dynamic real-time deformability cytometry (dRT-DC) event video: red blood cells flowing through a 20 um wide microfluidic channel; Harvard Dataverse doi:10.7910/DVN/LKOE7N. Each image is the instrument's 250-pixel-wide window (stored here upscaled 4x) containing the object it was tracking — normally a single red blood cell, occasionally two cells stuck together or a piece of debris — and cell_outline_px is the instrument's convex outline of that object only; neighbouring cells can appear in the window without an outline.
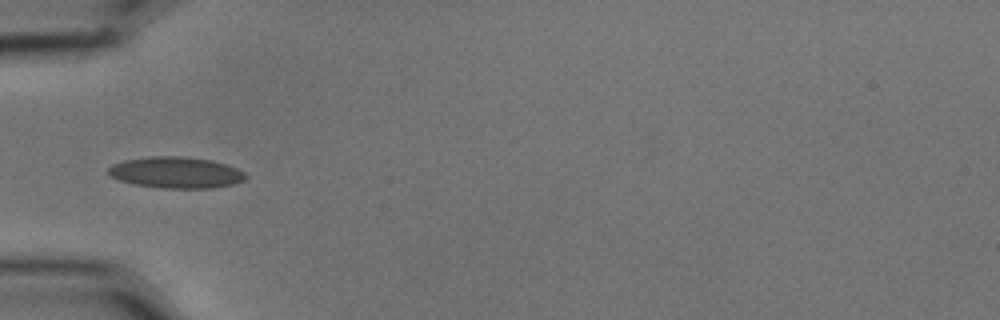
{"species": "common noctule bat (a hibernating species)", "species_latin": "Nyctalus noctula", "temperature_condition": "cold", "stored_images_in_passage": 7, "camera_frame_rate_fps": 3000, "um_per_image_px": 0.085, "animal": {"sex": "male", "body_mass_g": 15.6}, "frame": {"image": 1, "passage_image": 5, "time_ms": 1.333, "image_size_px": [1000, 320], "cell_outline_px": [[248, 176], [244, 180], [232, 184], [212, 188], [160, 188], [132, 184], [108, 176], [108, 168], [112, 164], [124, 160], [152, 156], [180, 156], [212, 160], [236, 168], [244, 172]], "centroid_in_image_um": [14.92, 14.67], "position_along_channel_um": 70.1, "area_um2": 25.09}}
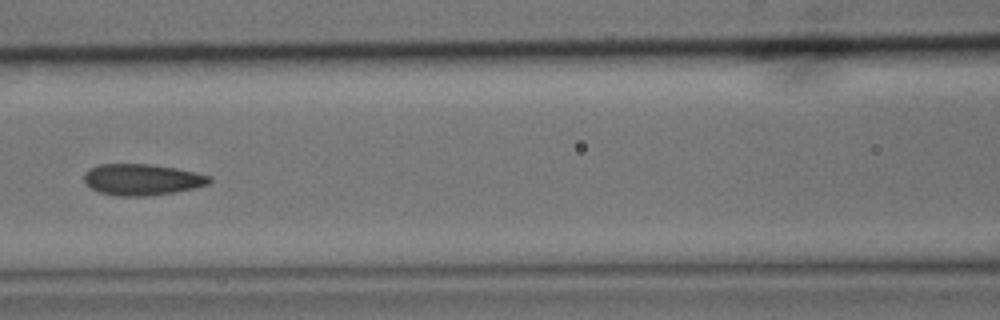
{"frame": {"image": 2, "passage_image": 7, "time_ms": 2.0, "image_size_px": [1000, 320], "cell_outline_px": [[212, 180], [208, 184], [192, 188], [172, 192], [148, 196], [120, 196], [100, 192], [84, 184], [84, 172], [88, 168], [100, 164], [148, 164], [176, 168], [196, 172], [212, 176]], "centroid_in_image_um": [12.05, 15.25], "position_along_channel_um": 154.6, "area_um2": 22.83}}